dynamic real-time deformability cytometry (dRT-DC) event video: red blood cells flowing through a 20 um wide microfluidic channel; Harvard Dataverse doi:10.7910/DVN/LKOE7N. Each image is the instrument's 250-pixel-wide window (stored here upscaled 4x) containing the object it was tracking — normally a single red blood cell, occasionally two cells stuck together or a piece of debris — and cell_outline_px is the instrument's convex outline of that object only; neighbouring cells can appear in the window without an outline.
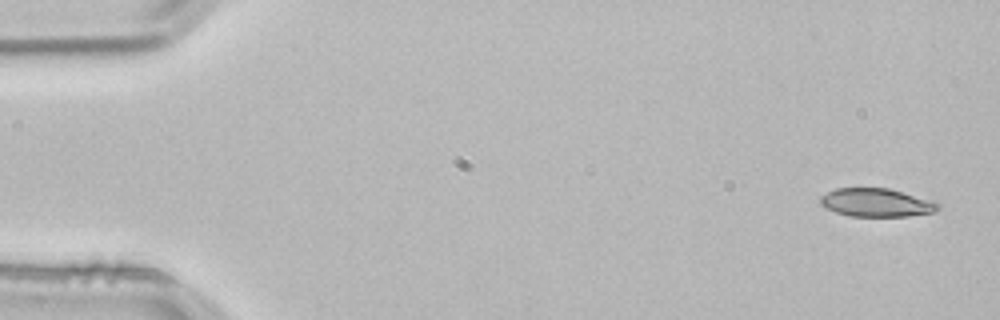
{"species": "common noctule bat (a hibernating species)", "species_latin": "Nyctalus noctula", "temperature_condition": "room temperature", "stored_images_in_passage": 3, "camera_frame_rate_fps": 3000, "um_per_image_px": 0.085, "animal": {"sex": "male", "body_mass_g": 21.5, "forearm_length_mm": 52.0}, "frame": {"image": 1, "passage_image": 1, "time_ms": 0.0, "image_size_px": [1000, 320], "cell_outline_px": [[940, 208], [936, 212], [908, 216], [852, 216], [836, 212], [820, 204], [820, 196], [836, 188], [888, 188], [940, 204]], "centroid_in_image_um": [74.47, 17.23], "position_along_channel_um": 10.5, "area_um2": 19.07}}